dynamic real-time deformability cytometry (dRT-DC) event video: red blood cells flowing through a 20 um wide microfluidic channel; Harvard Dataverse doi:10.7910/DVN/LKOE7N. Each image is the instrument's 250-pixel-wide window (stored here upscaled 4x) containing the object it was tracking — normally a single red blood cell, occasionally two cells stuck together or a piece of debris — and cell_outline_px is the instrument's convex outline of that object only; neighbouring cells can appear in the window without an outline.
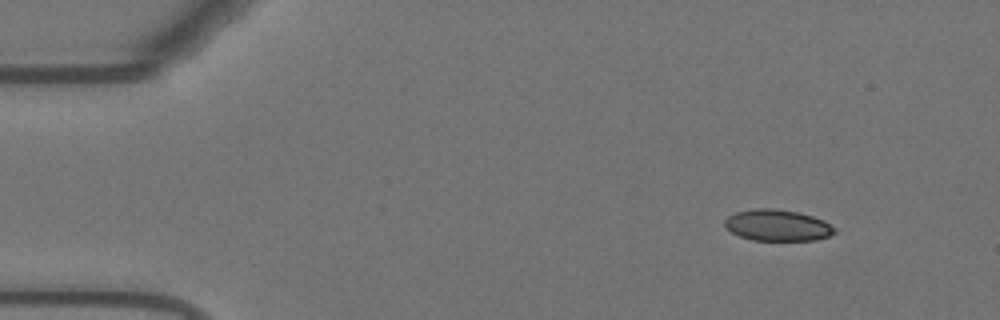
{"species": "Egyptian fruit bat (a non-hibernating species)", "species_latin": "Rousettus aegyptiacus", "temperature_condition": "warm", "stored_images_in_passage": 50, "camera_frame_rate_fps": 3000, "um_per_image_px": 0.085, "animal": {"sex": "female"}, "frame": {"image": 1, "passage_image": 1, "time_ms": 0.0, "image_size_px": [1000, 320], "cell_outline_px": [[836, 232], [828, 236], [816, 240], [752, 240], [740, 236], [732, 232], [724, 224], [724, 220], [728, 216], [736, 212], [756, 208], [772, 208], [800, 212], [824, 220], [836, 228]], "centroid_in_image_um": [66.1, 19.14], "position_along_channel_um": 18.9, "area_um2": 20.06}}
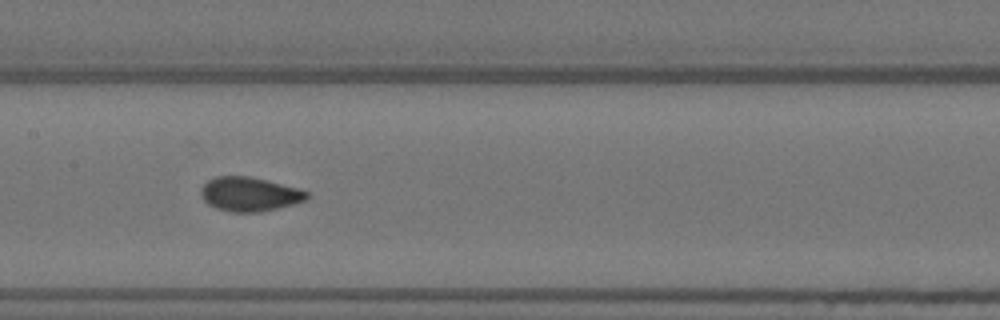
{"frame": {"image": 2, "passage_image": 22, "time_ms": 7.0, "image_size_px": [1000, 320], "cell_outline_px": [[308, 200], [260, 212], [232, 212], [216, 208], [208, 204], [200, 196], [200, 188], [208, 180], [216, 176], [248, 176], [296, 188], [308, 192]], "centroid_in_image_um": [21.16, 16.51], "position_along_channel_um": 186.2, "area_um2": 20.87}}
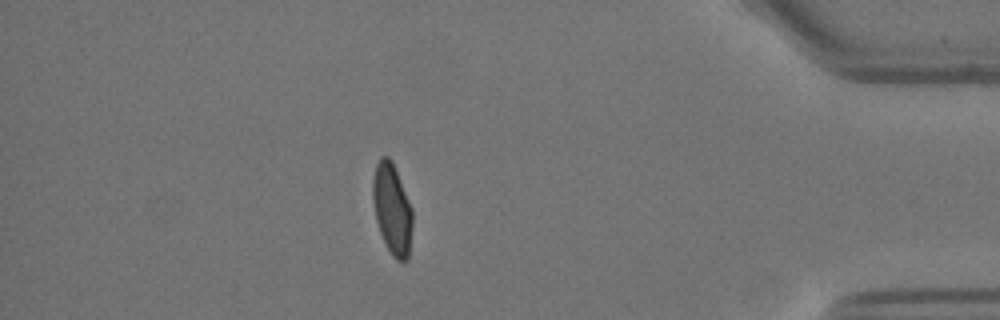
{"frame": {"image": 3, "passage_image": 43, "time_ms": 14.0, "image_size_px": [1000, 320], "cell_outline_px": [[412, 228], [408, 260], [396, 260], [392, 256], [380, 232], [376, 220], [372, 200], [372, 180], [376, 164], [380, 156], [388, 156], [392, 160], [412, 208]], "centroid_in_image_um": [33.32, 17.74], "position_along_channel_um": 401.9, "area_um2": 21.04}, "authors_computed_cell_mechanics": {"area_um2": 21.0392, "velocity_mm_per_s": 3.6861, "shape_relaxation_time_tau1_ms": 5.7472, "shape_relaxation_time_tau2_ms": null, "deformation_change_tau1": 0.1657, "deformation_change_tau2": null}}